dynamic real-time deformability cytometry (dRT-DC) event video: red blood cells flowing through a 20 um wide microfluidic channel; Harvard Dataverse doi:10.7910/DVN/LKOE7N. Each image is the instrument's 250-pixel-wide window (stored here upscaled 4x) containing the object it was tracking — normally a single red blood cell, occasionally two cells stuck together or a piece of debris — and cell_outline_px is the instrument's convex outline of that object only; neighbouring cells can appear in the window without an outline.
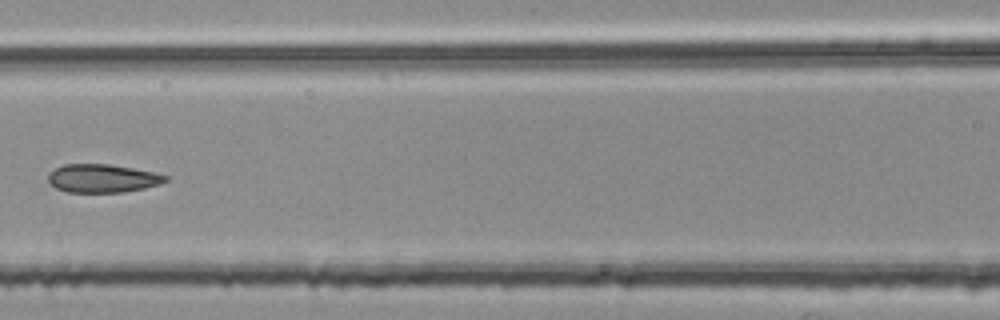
{"species": "common noctule bat (a hibernating species)", "species_latin": "Nyctalus noctula", "temperature_condition": "room temperature", "stored_images_in_passage": 6, "camera_frame_rate_fps": 3000, "um_per_image_px": 0.085, "animal": {"sex": "female", "body_mass_g": 25.1}, "frame": {"image": 1, "passage_image": 5, "time_ms": 1.333, "image_size_px": [1000, 320], "cell_outline_px": [[168, 180], [160, 184], [144, 188], [124, 192], [68, 192], [56, 188], [48, 180], [48, 172], [64, 164], [108, 164], [156, 172], [168, 176]], "centroid_in_image_um": [8.72, 15.15], "position_along_channel_um": 157.9, "area_um2": 19.36}}
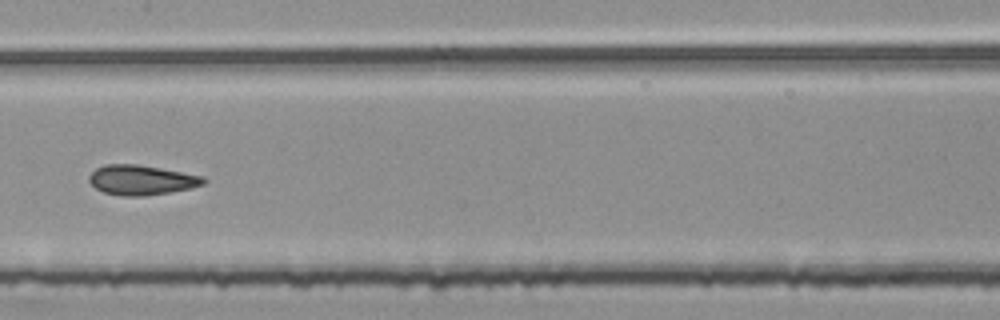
{"frame": {"image": 2, "passage_image": 6, "time_ms": 1.667, "image_size_px": [1000, 320], "cell_outline_px": [[208, 180], [204, 184], [188, 188], [168, 192], [144, 196], [124, 196], [104, 192], [96, 188], [88, 180], [88, 176], [96, 168], [104, 164], [136, 164], [160, 168], [204, 176]], "centroid_in_image_um": [12.01, 15.29], "position_along_channel_um": 195.4, "area_um2": 19.77}}